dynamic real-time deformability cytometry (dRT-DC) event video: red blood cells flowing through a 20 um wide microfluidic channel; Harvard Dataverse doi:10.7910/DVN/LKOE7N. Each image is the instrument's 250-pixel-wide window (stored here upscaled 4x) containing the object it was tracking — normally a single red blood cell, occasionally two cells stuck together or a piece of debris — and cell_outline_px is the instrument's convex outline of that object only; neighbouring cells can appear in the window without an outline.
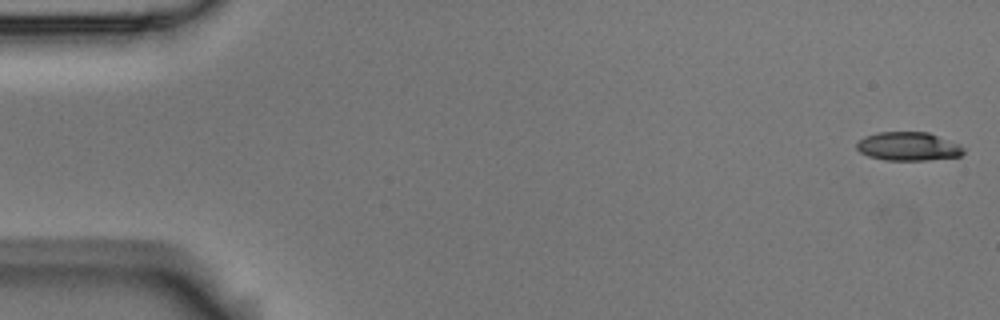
{"species": "Egyptian fruit bat (a non-hibernating species)", "species_latin": "Rousettus aegyptiacus", "temperature_condition": "room temperature", "stored_images_in_passage": 6, "camera_frame_rate_fps": 3000, "um_per_image_px": 0.085, "animal": {"sex": "male"}, "frame": {"image": 1, "passage_image": 1, "time_ms": 0.0, "image_size_px": [1000, 320], "cell_outline_px": [[964, 152], [960, 156], [928, 160], [884, 160], [868, 156], [860, 152], [856, 148], [856, 144], [864, 136], [876, 132], [928, 132], [960, 144], [964, 148]], "centroid_in_image_um": [77.2, 12.44], "position_along_channel_um": 7.8, "area_um2": 17.92}}
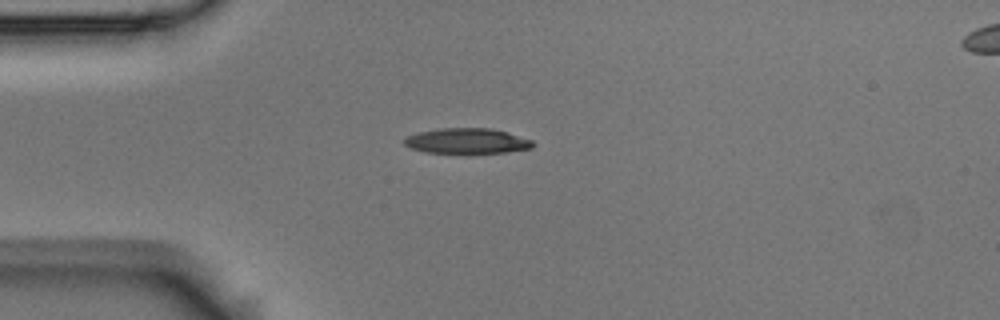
{"frame": {"image": 2, "passage_image": 4, "time_ms": 1.0, "image_size_px": [1000, 320], "cell_outline_px": [[536, 144], [532, 148], [504, 152], [428, 152], [412, 148], [404, 144], [400, 140], [404, 136], [416, 132], [440, 128], [492, 128], [508, 132], [532, 140]], "centroid_in_image_um": [39.66, 11.95], "position_along_channel_um": 45.3, "area_um2": 18.96}}
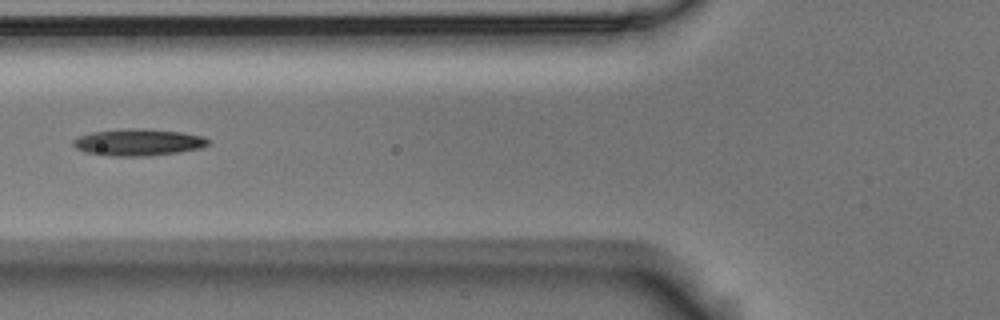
{"frame": {"image": 3, "passage_image": 6, "time_ms": 1.667, "image_size_px": [1000, 320], "cell_outline_px": [[212, 140], [208, 144], [200, 148], [176, 152], [144, 156], [112, 156], [88, 152], [76, 148], [72, 144], [72, 140], [80, 136], [92, 132], [128, 128], [132, 128], [180, 132], [204, 136]], "centroid_in_image_um": [11.76, 12.09], "position_along_channel_um": 114.0, "area_um2": 20.75}}